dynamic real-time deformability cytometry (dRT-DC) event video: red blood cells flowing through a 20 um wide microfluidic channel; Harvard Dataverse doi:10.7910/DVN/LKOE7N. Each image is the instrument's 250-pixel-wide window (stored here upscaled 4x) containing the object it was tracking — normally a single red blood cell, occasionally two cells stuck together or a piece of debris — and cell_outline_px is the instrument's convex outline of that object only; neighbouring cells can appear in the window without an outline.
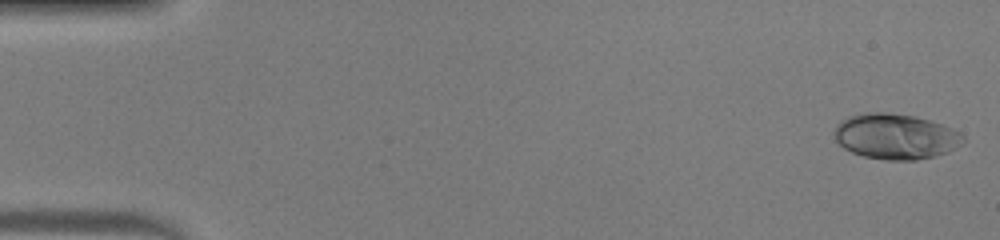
{"species": "human", "species_latin": "Homo sapiens", "temperature_condition": "warm", "stored_images_in_passage": 48, "camera_frame_rate_fps": 3000, "um_per_image_px": 0.085, "donor": {"sex": "male"}, "frame": {"image": 1, "passage_image": 1, "time_ms": 0.0, "image_size_px": [1000, 240], "cell_outline_px": [[964, 140], [960, 144], [948, 152], [936, 156], [916, 160], [884, 160], [864, 156], [852, 152], [844, 148], [832, 136], [832, 132], [836, 124], [848, 116], [868, 112], [884, 112], [916, 116], [952, 128], [960, 132], [964, 136]], "centroid_in_image_um": [76.09, 11.6], "position_along_channel_um": 8.9, "area_um2": 34.28}}
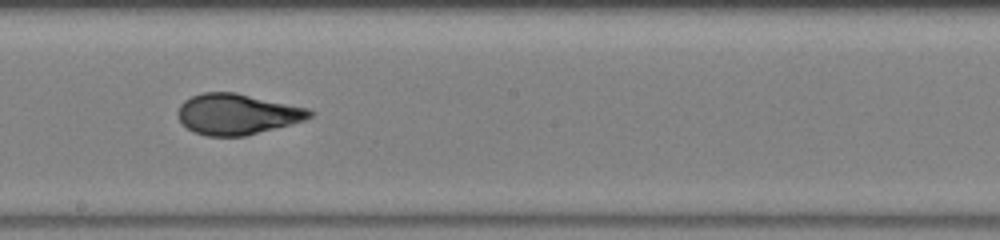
{"frame": {"image": 2, "passage_image": 27, "time_ms": 8.667, "image_size_px": [1000, 240], "cell_outline_px": [[316, 112], [312, 116], [304, 120], [244, 136], [208, 136], [192, 132], [180, 120], [176, 112], [180, 104], [184, 100], [192, 96], [204, 92], [236, 92], [308, 108]], "centroid_in_image_um": [20.14, 9.69], "position_along_channel_um": 228.1, "area_um2": 31.21}}
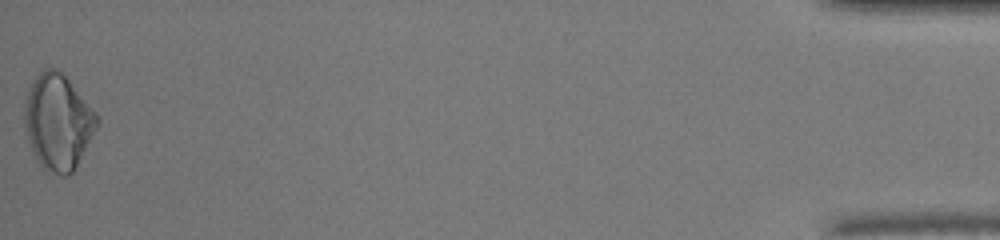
{"frame": {"image": 3, "passage_image": 48, "time_ms": 15.667, "image_size_px": [1000, 240], "cell_outline_px": [[100, 120], [96, 128], [72, 172], [68, 176], [64, 176], [44, 168], [40, 164], [24, 132], [24, 112], [28, 92], [32, 80], [44, 68], [56, 68], [68, 80], [100, 116]], "centroid_in_image_um": [4.92, 10.34], "position_along_channel_um": 430.3, "area_um2": 39.65}, "authors_computed_cell_mechanics": {"area_um2": 31.9345, "velocity_mm_per_s": 4.2843, "shape_relaxation_time_tau1_ms": 8.6231, "shape_relaxation_time_tau2_ms": null, "deformation_change_tau1": 0.2976, "deformation_change_tau2": null}}